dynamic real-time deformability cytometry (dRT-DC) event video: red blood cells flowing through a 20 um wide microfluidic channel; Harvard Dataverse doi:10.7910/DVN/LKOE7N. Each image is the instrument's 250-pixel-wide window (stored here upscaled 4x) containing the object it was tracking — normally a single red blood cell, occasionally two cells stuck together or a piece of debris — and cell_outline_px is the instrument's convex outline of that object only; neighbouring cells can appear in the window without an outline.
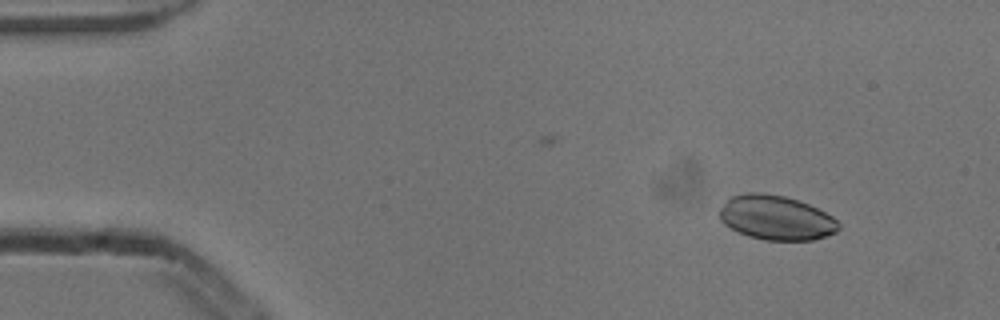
{"species": "common noctule bat (a hibernating species)", "species_latin": "Nyctalus noctula", "temperature_condition": "cold", "stored_images_in_passage": 5, "camera_frame_rate_fps": 3000, "um_per_image_px": 0.085, "animal": {"sex": "male", "body_mass_g": 13.3}, "frame": {"image": 1, "passage_image": 2, "time_ms": 0.333, "image_size_px": [1000, 320], "cell_outline_px": [[840, 228], [836, 232], [812, 240], [764, 240], [748, 236], [724, 224], [720, 220], [720, 208], [732, 196], [744, 192], [760, 192], [784, 196], [808, 204], [832, 216], [840, 224]], "centroid_in_image_um": [65.96, 18.5], "position_along_channel_um": 19.0, "area_um2": 30.63}}
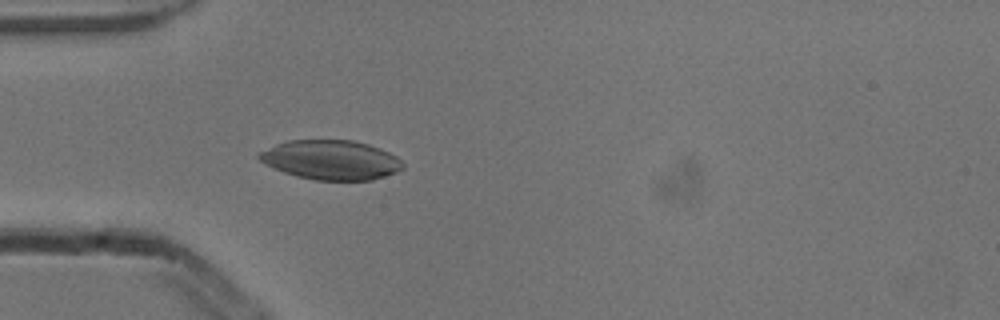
{"frame": {"image": 2, "passage_image": 5, "time_ms": 1.333, "image_size_px": [1000, 320], "cell_outline_px": [[404, 168], [396, 172], [372, 180], [316, 180], [296, 176], [284, 172], [264, 164], [256, 156], [260, 152], [276, 144], [288, 140], [352, 140], [368, 144], [380, 148], [396, 156], [404, 164]], "centroid_in_image_um": [28.13, 13.59], "position_along_channel_um": 56.9, "area_um2": 33.0}}